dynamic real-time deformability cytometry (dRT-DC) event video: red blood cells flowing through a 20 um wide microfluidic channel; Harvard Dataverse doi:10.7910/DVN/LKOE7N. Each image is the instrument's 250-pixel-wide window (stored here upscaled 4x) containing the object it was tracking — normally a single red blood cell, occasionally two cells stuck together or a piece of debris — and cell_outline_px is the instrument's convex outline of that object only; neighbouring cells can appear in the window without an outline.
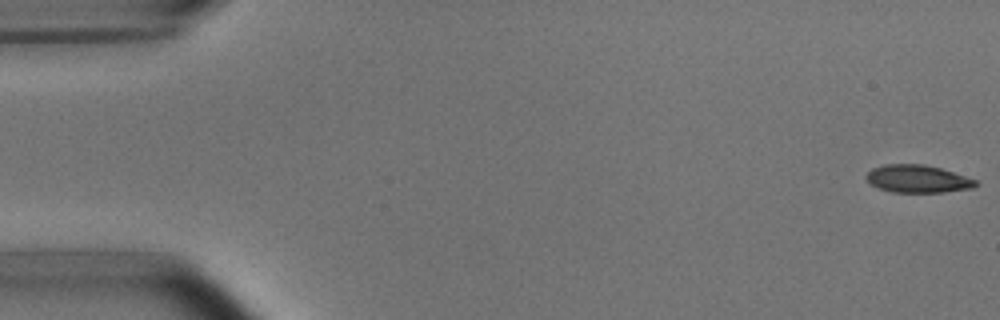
{"species": "common noctule bat (a hibernating species)", "species_latin": "Nyctalus noctula", "temperature_condition": "room temperature", "stored_images_in_passage": 5, "camera_frame_rate_fps": 3000, "um_per_image_px": 0.085, "animal": {"sex": "male", "body_mass_g": 15.6}, "frame": {"image": 1, "passage_image": 1, "time_ms": 0.0, "image_size_px": [1000, 320], "cell_outline_px": [[980, 184], [972, 188], [944, 192], [892, 192], [880, 188], [872, 184], [864, 176], [872, 168], [884, 164], [924, 164], [940, 168], [976, 180]], "centroid_in_image_um": [78.0, 15.2], "position_along_channel_um": 7.0, "area_um2": 17.51}}
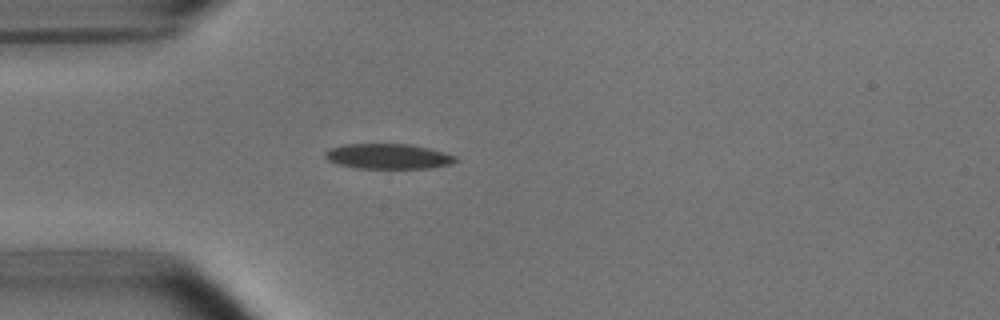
{"frame": {"image": 2, "passage_image": 5, "time_ms": 4.667, "image_size_px": [1000, 320], "cell_outline_px": [[456, 160], [452, 164], [428, 168], [360, 168], [340, 164], [328, 160], [324, 156], [324, 152], [328, 148], [344, 144], [408, 144], [428, 148], [444, 152], [456, 156]], "centroid_in_image_um": [32.98, 13.28], "position_along_channel_um": 52.0, "area_um2": 19.02}}